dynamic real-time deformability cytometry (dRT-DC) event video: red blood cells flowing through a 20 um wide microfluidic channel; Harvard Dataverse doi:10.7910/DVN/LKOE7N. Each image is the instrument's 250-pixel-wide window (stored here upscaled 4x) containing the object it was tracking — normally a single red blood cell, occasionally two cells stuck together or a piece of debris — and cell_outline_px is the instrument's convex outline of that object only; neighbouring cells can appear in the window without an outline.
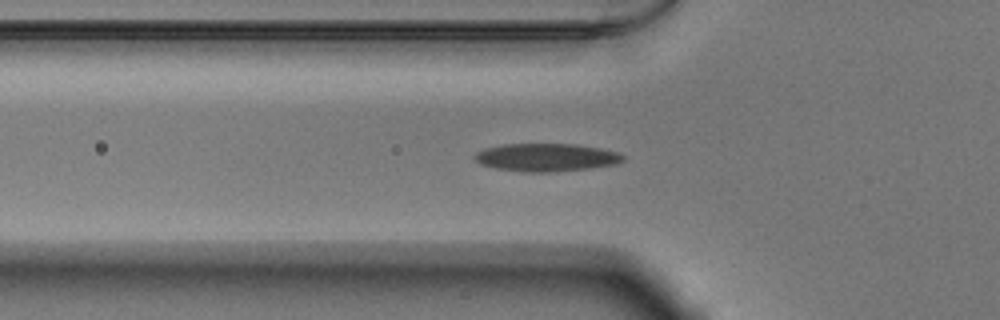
{"species": "Egyptian fruit bat (a non-hibernating species)", "species_latin": "Rousettus aegyptiacus", "temperature_condition": "warm", "stored_images_in_passage": 39, "camera_frame_rate_fps": 3000, "um_per_image_px": 0.085, "animal": {"sex": "male"}, "frame": {"image": 1, "passage_image": 4, "time_ms": 1.0, "image_size_px": [1000, 320], "cell_outline_px": [[624, 160], [616, 164], [588, 168], [548, 172], [524, 172], [496, 168], [480, 164], [472, 156], [476, 152], [484, 148], [504, 144], [576, 144], [600, 148], [616, 152], [624, 156]], "centroid_in_image_um": [46.39, 13.37], "position_along_channel_um": 79.4, "area_um2": 24.04}}
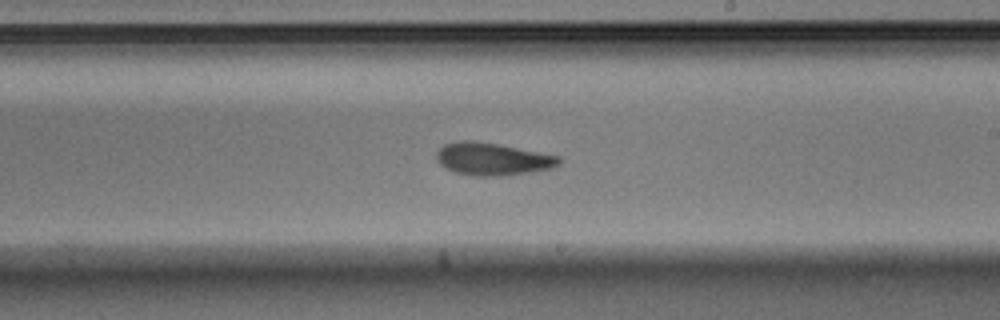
{"frame": {"image": 2, "passage_image": 17, "time_ms": 5.333, "image_size_px": [1000, 320], "cell_outline_px": [[560, 164], [552, 168], [532, 172], [500, 176], [472, 176], [456, 172], [444, 168], [436, 160], [436, 152], [444, 144], [460, 140], [476, 140], [560, 156]], "centroid_in_image_um": [41.84, 13.52], "position_along_channel_um": 247.2, "area_um2": 23.35}}
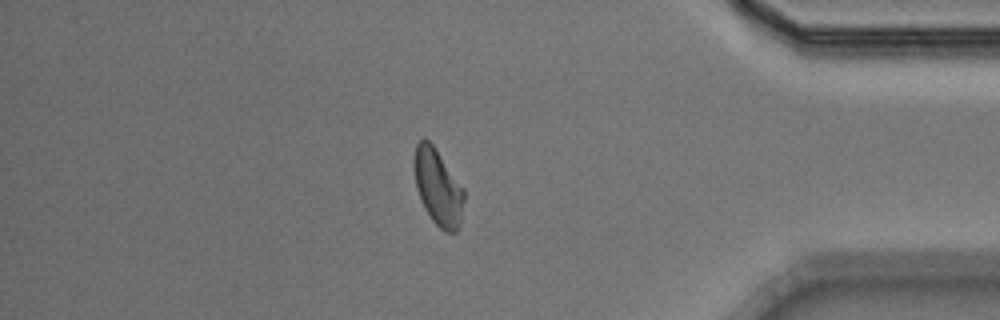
{"frame": {"image": 3, "passage_image": 31, "time_ms": 10.0, "image_size_px": [1000, 320], "cell_outline_px": [[464, 200], [460, 220], [456, 232], [444, 232], [432, 220], [424, 208], [420, 200], [416, 188], [412, 168], [412, 164], [416, 144], [424, 136], [432, 144], [464, 188]], "centroid_in_image_um": [37.19, 15.89], "position_along_channel_um": 398.0, "area_um2": 22.31}, "authors_computed_cell_mechanics": {"area_um2": 23.0044, "velocity_mm_per_s": 3.8531, "shape_relaxation_time_tau1_ms": 3.1096, "shape_relaxation_time_tau2_ms": 2.6017, "deformation_change_tau1": 0.1199, "deformation_change_tau2": 0.0872}}